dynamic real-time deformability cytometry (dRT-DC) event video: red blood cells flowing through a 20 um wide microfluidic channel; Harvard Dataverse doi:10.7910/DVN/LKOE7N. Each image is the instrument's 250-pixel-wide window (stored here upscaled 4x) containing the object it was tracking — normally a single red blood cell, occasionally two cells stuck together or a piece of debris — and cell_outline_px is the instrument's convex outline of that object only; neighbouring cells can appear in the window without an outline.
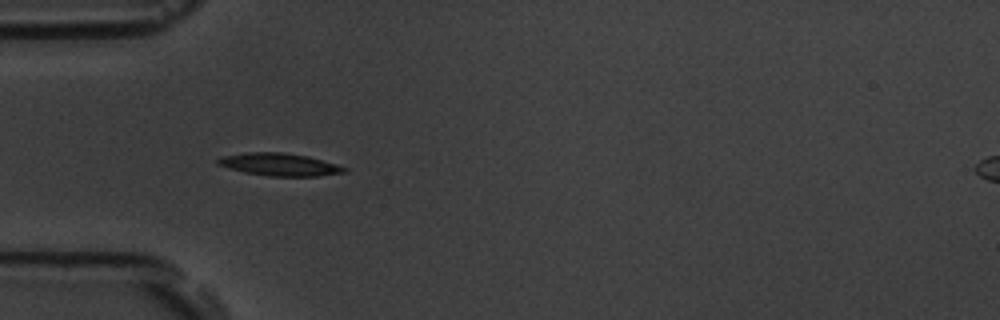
{"species": "common noctule bat (a hibernating species)", "species_latin": "Nyctalus noctula", "temperature_condition": "room temperature", "stored_images_in_passage": 38, "camera_frame_rate_fps": 3000, "um_per_image_px": 0.085, "animal": {"sex": "male", "body_mass_g": 19.5, "forearm_length_mm": 54.6}, "frame": {"image": 1, "passage_image": 1, "time_ms": 0.0, "image_size_px": [1000, 320], "cell_outline_px": [[348, 172], [316, 176], [268, 176], [244, 172], [228, 168], [216, 164], [216, 160], [224, 156], [248, 152], [280, 152], [308, 156], [336, 164], [348, 168]], "centroid_in_image_um": [23.77, 13.98], "position_along_channel_um": 61.2, "area_um2": 16.59}}
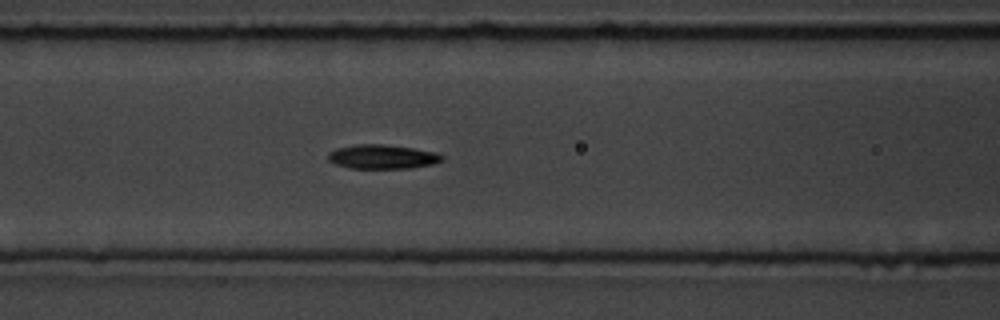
{"frame": {"image": 2, "passage_image": 7, "time_ms": 2.0, "image_size_px": [1000, 320], "cell_outline_px": [[444, 160], [432, 164], [412, 168], [348, 168], [336, 164], [328, 160], [328, 152], [336, 148], [356, 144], [384, 144], [412, 148], [436, 152], [444, 156]], "centroid_in_image_um": [32.5, 13.32], "position_along_channel_um": 134.1, "area_um2": 16.13}}
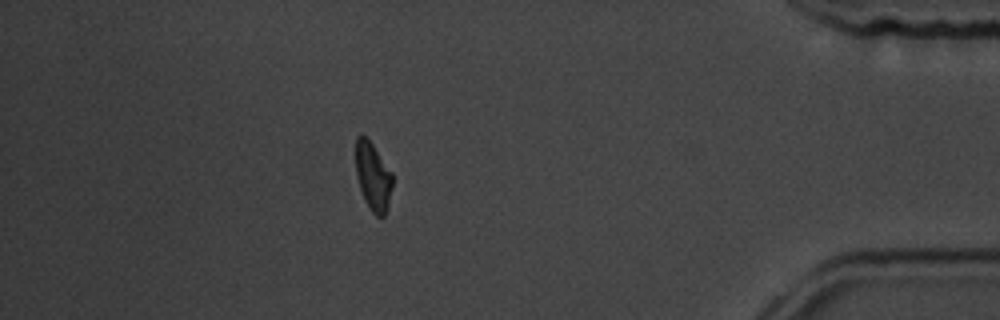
{"frame": {"image": 3, "passage_image": 32, "time_ms": 10.333, "image_size_px": [1000, 320], "cell_outline_px": [[392, 188], [388, 204], [384, 216], [376, 216], [372, 212], [364, 200], [356, 176], [356, 136], [360, 132], [372, 144], [392, 172]], "centroid_in_image_um": [31.69, 14.99], "position_along_channel_um": 403.5, "area_um2": 14.51}, "authors_computed_cell_mechanics": {"area_um2": 15.3459, "velocity_mm_per_s": 3.7717, "shape_relaxation_time_tau1_ms": 2.3229, "shape_relaxation_time_tau2_ms": 4.2936, "deformation_change_tau1": 0.1267, "deformation_change_tau2": 0.1091}}